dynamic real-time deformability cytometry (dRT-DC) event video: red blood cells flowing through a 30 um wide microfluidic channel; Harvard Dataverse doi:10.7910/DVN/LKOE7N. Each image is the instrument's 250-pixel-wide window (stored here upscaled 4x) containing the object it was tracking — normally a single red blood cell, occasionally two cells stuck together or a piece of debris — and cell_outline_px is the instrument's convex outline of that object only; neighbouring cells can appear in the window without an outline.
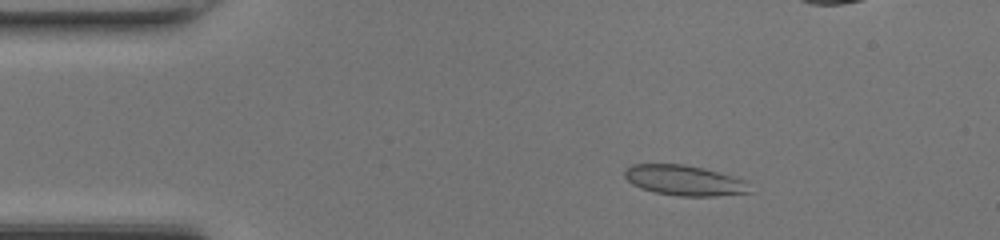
{"species": "common noctule bat (a hibernating species)", "species_latin": "Nyctalus noctula", "temperature_condition": "room temperature", "stored_images_in_passage": 49, "camera_frame_rate_fps": 3000, "um_per_image_px": 0.085, "animal": {"sex": "female", "body_mass_g": 17.0, "forearm_length_mm": 48.0}, "frame": {"image": 1, "passage_image": 8, "time_ms": 2.333, "image_size_px": [1000, 240], "cell_outline_px": [[752, 192], [716, 196], [680, 196], [656, 192], [640, 188], [632, 184], [624, 176], [624, 168], [632, 164], [684, 164], [704, 168], [732, 176], [744, 180]], "centroid_in_image_um": [58.13, 15.32], "position_along_channel_um": 26.9, "area_um2": 22.02}}
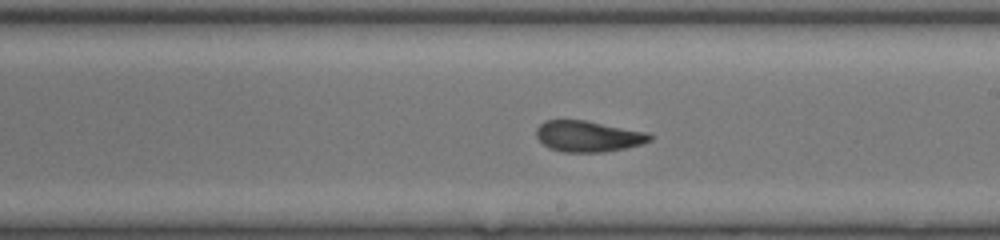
{"frame": {"image": 2, "passage_image": 27, "time_ms": 8.667, "image_size_px": [1000, 240], "cell_outline_px": [[652, 140], [640, 144], [624, 148], [604, 152], [564, 152], [548, 148], [536, 136], [536, 128], [544, 120], [584, 120], [648, 132], [652, 136]], "centroid_in_image_um": [49.97, 11.58], "position_along_channel_um": 239.0, "area_um2": 20.46}}
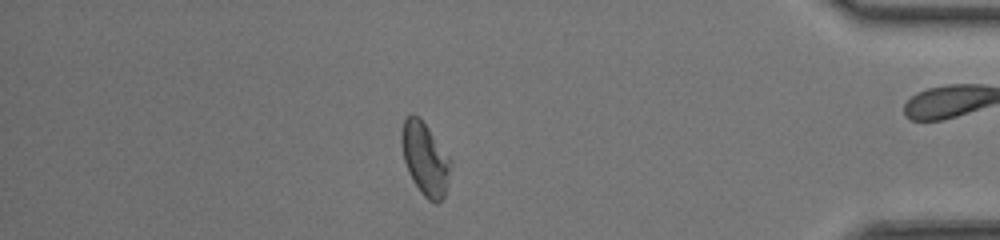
{"frame": {"image": 3, "passage_image": 41, "time_ms": 13.333, "image_size_px": [1000, 240], "cell_outline_px": [[452, 164], [444, 196], [436, 204], [428, 200], [420, 192], [412, 180], [408, 172], [404, 160], [400, 144], [400, 132], [404, 120], [412, 112], [420, 116], [452, 160]], "centroid_in_image_um": [36.11, 13.46], "position_along_channel_um": 399.1, "area_um2": 21.15}, "authors_computed_cell_mechanics": {"area_um2": 21.1548, "velocity_mm_per_s": 4.3237, "shape_relaxation_time_tau1_ms": 6.4804, "shape_relaxation_time_tau2_ms": 1.3402, "deformation_change_tau1": 0.1685, "deformation_change_tau2": 0.0438}}